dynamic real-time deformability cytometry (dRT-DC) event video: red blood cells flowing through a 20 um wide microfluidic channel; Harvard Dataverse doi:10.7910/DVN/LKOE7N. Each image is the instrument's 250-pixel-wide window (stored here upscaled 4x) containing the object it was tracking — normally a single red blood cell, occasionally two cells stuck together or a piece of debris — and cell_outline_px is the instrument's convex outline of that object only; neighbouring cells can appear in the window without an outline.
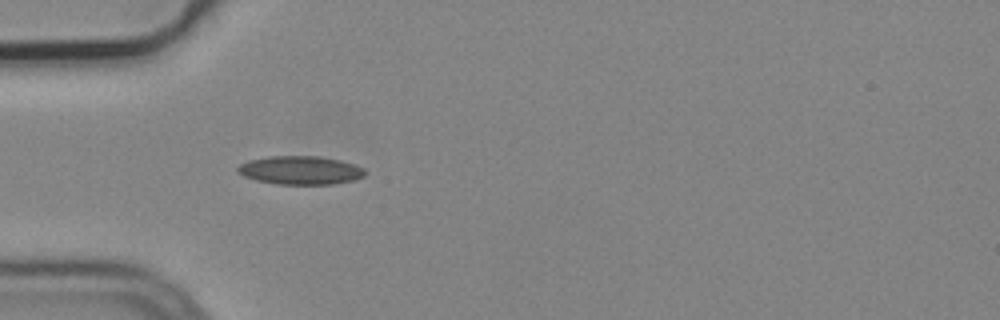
{"species": "common noctule bat (a hibernating species)", "species_latin": "Nyctalus noctula", "temperature_condition": "cold", "stored_images_in_passage": 5, "camera_frame_rate_fps": 3000, "um_per_image_px": 0.085, "animal": {"sex": "male", "body_mass_g": 19.2, "forearm_length_mm": 51.8}, "frame": {"image": 1, "passage_image": 5, "time_ms": 1.333, "image_size_px": [1000, 320], "cell_outline_px": [[364, 176], [352, 180], [332, 184], [276, 184], [256, 180], [244, 176], [236, 172], [236, 168], [240, 164], [248, 160], [268, 156], [320, 156], [340, 160], [356, 164], [364, 168]], "centroid_in_image_um": [25.5, 14.46], "position_along_channel_um": 59.5, "area_um2": 21.21}}